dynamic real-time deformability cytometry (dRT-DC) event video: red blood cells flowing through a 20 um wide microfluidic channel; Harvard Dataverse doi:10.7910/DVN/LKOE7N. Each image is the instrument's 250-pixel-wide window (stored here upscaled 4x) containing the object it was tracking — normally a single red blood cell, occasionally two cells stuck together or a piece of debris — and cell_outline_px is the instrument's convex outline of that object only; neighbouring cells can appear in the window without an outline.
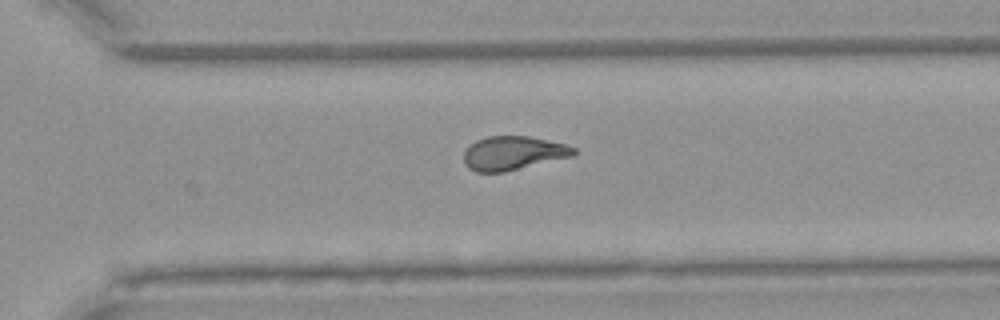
{"species": "Egyptian fruit bat (a non-hibernating species)", "species_latin": "Rousettus aegyptiacus", "temperature_condition": "warm", "stored_images_in_passage": 36, "camera_frame_rate_fps": 3000, "um_per_image_px": 0.085, "animal": {"sex": "female"}, "frame": {"image": 1, "passage_image": 36, "time_ms": 11.667, "image_size_px": [1000, 320], "cell_outline_px": [[576, 152], [572, 156], [504, 172], [476, 172], [468, 168], [464, 164], [464, 152], [476, 140], [488, 136], [528, 136], [568, 144], [576, 148]], "centroid_in_image_um": [43.62, 13.01], "position_along_channel_um": 327.0, "area_um2": 21.62}}